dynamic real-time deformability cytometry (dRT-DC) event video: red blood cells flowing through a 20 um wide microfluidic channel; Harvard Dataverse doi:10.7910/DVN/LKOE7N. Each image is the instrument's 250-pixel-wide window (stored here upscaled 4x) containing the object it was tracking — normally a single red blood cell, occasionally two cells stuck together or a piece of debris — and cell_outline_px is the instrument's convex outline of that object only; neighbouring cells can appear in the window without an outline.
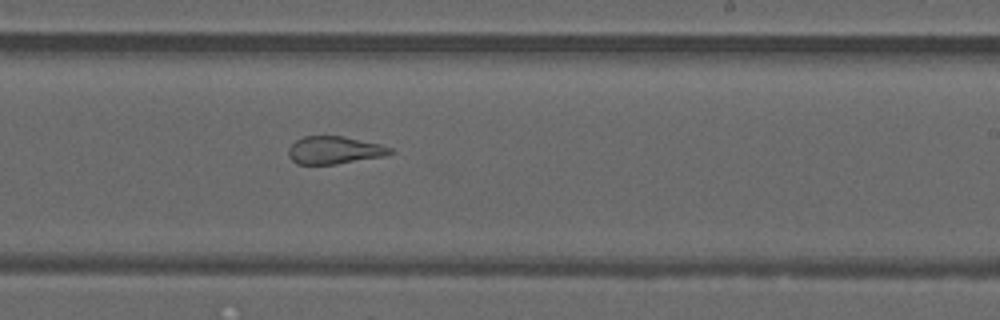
{"species": "common noctule bat (a hibernating species)", "species_latin": "Nyctalus noctula", "temperature_condition": "warm", "stored_images_in_passage": 34, "camera_frame_rate_fps": 3000, "um_per_image_px": 0.085, "animal": {"sex": "male", "forearm_length_mm": 52.5}, "frame": {"image": 1, "passage_image": 24, "time_ms": 7.667, "image_size_px": [1000, 320], "cell_outline_px": [[396, 152], [384, 156], [336, 164], [296, 164], [288, 156], [288, 148], [296, 140], [304, 136], [344, 136], [380, 144], [392, 148]], "centroid_in_image_um": [28.43, 12.76], "position_along_channel_um": 260.6, "area_um2": 16.47}}
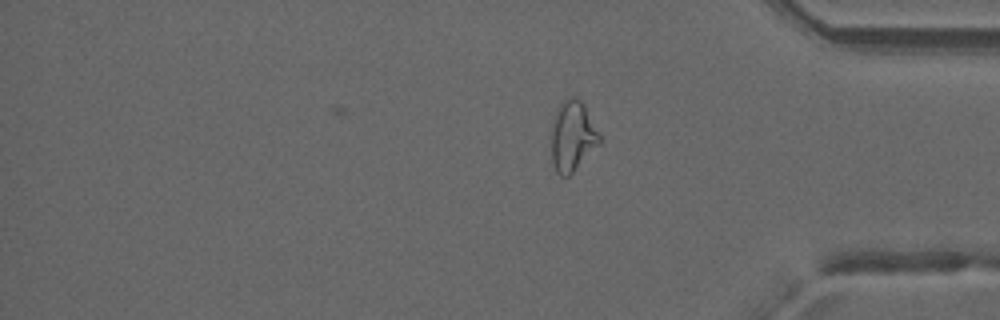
{"frame": {"image": 2, "passage_image": 34, "time_ms": 11.0, "image_size_px": [1000, 320], "cell_outline_px": [[600, 144], [568, 176], [560, 176], [556, 172], [552, 160], [552, 128], [556, 112], [560, 104], [564, 100], [572, 96], [576, 96], [584, 104], [600, 136]], "centroid_in_image_um": [48.67, 11.57], "position_along_channel_um": 386.5, "area_um2": 19.36}, "authors_computed_cell_mechanics": {"area_um2": 18.9584, "velocity_mm_per_s": 4.2094, "shape_relaxation_time_tau1_ms": null, "shape_relaxation_time_tau2_ms": 1.4422, "deformation_change_tau1": null, "deformation_change_tau2": 0.1115}}